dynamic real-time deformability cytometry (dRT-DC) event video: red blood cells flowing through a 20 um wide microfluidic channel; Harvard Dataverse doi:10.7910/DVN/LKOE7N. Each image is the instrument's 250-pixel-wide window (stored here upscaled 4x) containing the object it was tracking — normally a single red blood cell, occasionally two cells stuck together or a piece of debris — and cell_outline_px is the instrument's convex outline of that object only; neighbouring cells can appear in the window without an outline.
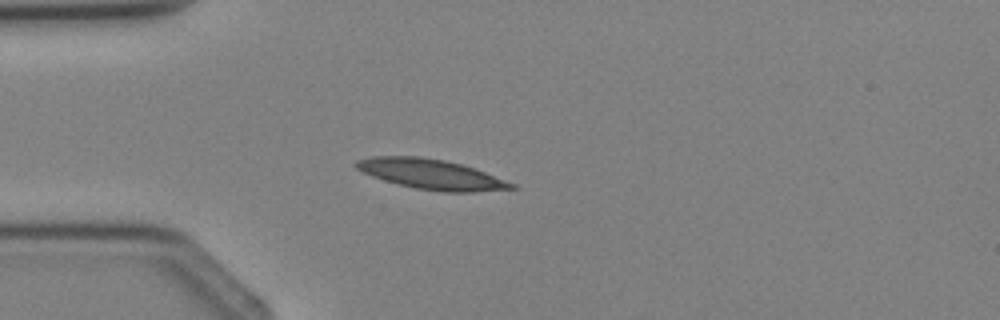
{"species": "Egyptian fruit bat (a non-hibernating species)", "species_latin": "Rousettus aegyptiacus", "temperature_condition": "cold", "stored_images_in_passage": 3, "camera_frame_rate_fps": 3000, "um_per_image_px": 0.085, "animal": {"sex": "female"}, "frame": {"image": 1, "passage_image": 3, "time_ms": 3.0, "image_size_px": [1000, 320], "cell_outline_px": [[516, 188], [472, 192], [444, 192], [416, 188], [396, 184], [372, 176], [356, 168], [352, 164], [356, 160], [372, 156], [420, 156], [444, 160], [460, 164], [484, 172], [516, 184]], "centroid_in_image_um": [36.6, 14.8], "position_along_channel_um": 48.4, "area_um2": 26.99}}